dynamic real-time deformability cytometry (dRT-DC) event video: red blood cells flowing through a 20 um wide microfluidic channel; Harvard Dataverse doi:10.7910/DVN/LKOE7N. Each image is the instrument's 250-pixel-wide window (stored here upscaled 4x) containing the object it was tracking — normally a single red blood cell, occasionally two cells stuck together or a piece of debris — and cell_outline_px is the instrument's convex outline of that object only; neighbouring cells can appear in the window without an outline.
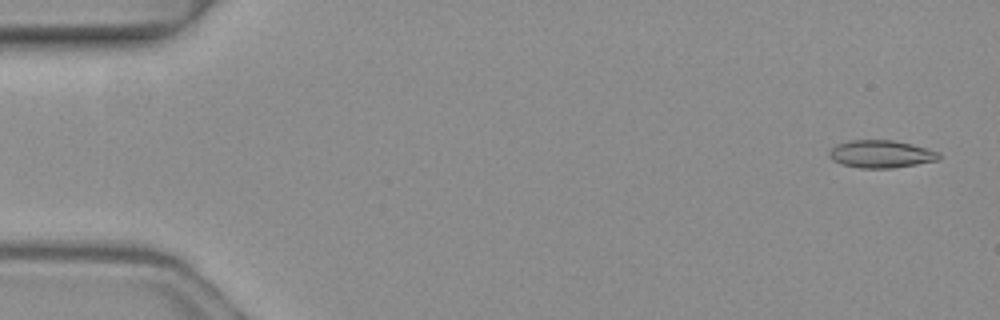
{"species": "common noctule bat (a hibernating species)", "species_latin": "Nyctalus noctula", "temperature_condition": "warm", "stored_images_in_passage": 5, "camera_frame_rate_fps": 3000, "um_per_image_px": 0.085, "animal": {"sex": "female", "body_mass_g": 19.3, "forearm_length_mm": 54.1}, "frame": {"image": 1, "passage_image": 1, "time_ms": 0.0, "image_size_px": [1000, 320], "cell_outline_px": [[940, 160], [892, 168], [860, 168], [840, 164], [832, 160], [828, 156], [828, 152], [836, 144], [848, 140], [892, 140], [912, 144], [940, 152]], "centroid_in_image_um": [74.86, 13.09], "position_along_channel_um": 10.1, "area_um2": 17.8}}
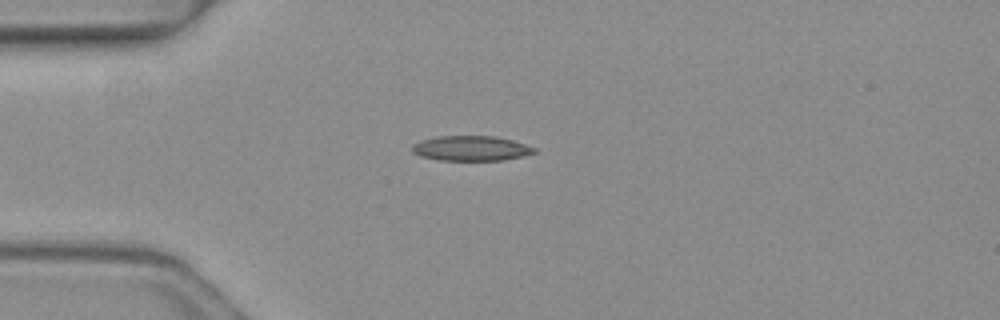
{"frame": {"image": 2, "passage_image": 4, "time_ms": 1.0, "image_size_px": [1000, 320], "cell_outline_px": [[536, 152], [524, 156], [504, 160], [440, 160], [420, 156], [412, 152], [412, 144], [420, 140], [436, 136], [496, 136], [512, 140], [536, 148]], "centroid_in_image_um": [40.02, 12.6], "position_along_channel_um": 45.0, "area_um2": 17.86}}